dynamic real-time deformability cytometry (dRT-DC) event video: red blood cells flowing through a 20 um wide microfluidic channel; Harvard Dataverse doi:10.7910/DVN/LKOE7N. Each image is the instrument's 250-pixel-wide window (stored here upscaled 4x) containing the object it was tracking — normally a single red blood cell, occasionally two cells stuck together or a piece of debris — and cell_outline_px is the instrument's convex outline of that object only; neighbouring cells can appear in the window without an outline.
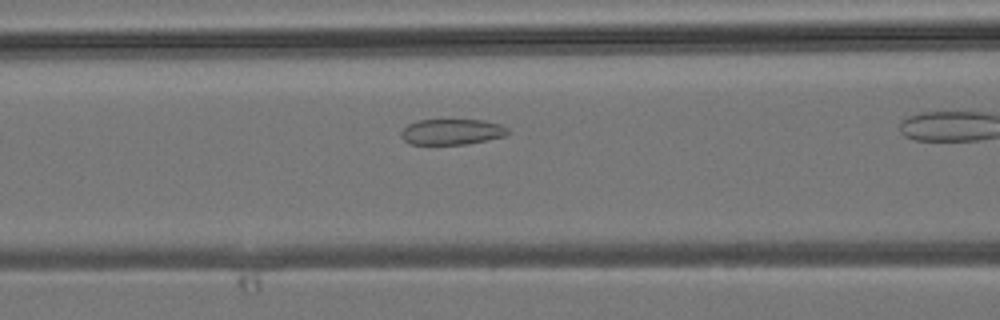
{"species": "common noctule bat (a hibernating species)", "species_latin": "Nyctalus noctula", "temperature_condition": "room temperature", "stored_images_in_passage": 29, "camera_frame_rate_fps": 3000, "um_per_image_px": 0.085, "animal": {"sex": "male", "body_mass_g": 19.2, "forearm_length_mm": 51.8}, "frame": {"image": 1, "passage_image": 13, "time_ms": 4.0, "image_size_px": [1000, 320], "cell_outline_px": [[512, 132], [508, 136], [468, 144], [408, 144], [400, 136], [400, 132], [408, 124], [420, 120], [484, 120], [500, 124], [508, 128]], "centroid_in_image_um": [38.46, 11.21], "position_along_channel_um": 128.1, "area_um2": 16.24}}
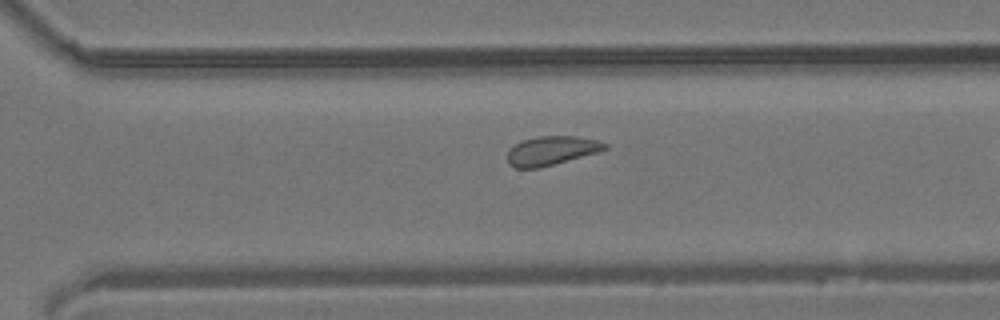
{"frame": {"image": 2, "passage_image": 25, "time_ms": 8.0, "image_size_px": [1000, 320], "cell_outline_px": [[608, 148], [596, 152], [540, 168], [516, 168], [508, 164], [508, 148], [520, 140], [540, 136], [576, 136], [596, 140], [608, 144]], "centroid_in_image_um": [46.82, 12.8], "position_along_channel_um": 323.8, "area_um2": 16.42}}